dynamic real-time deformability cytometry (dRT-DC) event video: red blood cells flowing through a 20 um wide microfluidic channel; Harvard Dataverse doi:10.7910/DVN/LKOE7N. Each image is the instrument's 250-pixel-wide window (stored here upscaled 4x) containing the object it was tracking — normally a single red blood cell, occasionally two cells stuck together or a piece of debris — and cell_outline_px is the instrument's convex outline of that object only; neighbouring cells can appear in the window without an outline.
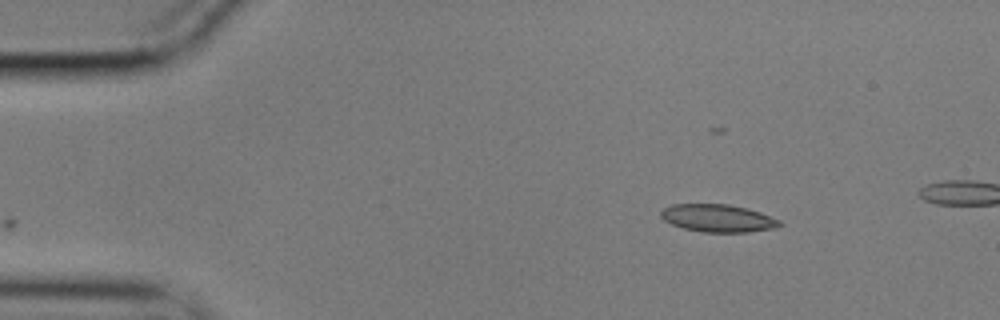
{"species": "common noctule bat (a hibernating species)", "species_latin": "Nyctalus noctula", "temperature_condition": "cold", "stored_images_in_passage": 3, "camera_frame_rate_fps": 3000, "um_per_image_px": 0.085, "animal": {"sex": "male", "body_mass_g": 17.9}, "frame": {"image": 1, "passage_image": 1, "time_ms": 0.0, "image_size_px": [1000, 320], "cell_outline_px": [[784, 224], [776, 228], [748, 232], [704, 232], [684, 228], [672, 224], [664, 220], [660, 216], [660, 212], [664, 208], [672, 204], [728, 204], [760, 212], [780, 220]], "centroid_in_image_um": [61.03, 18.55], "position_along_channel_um": 24.0, "area_um2": 19.07}}